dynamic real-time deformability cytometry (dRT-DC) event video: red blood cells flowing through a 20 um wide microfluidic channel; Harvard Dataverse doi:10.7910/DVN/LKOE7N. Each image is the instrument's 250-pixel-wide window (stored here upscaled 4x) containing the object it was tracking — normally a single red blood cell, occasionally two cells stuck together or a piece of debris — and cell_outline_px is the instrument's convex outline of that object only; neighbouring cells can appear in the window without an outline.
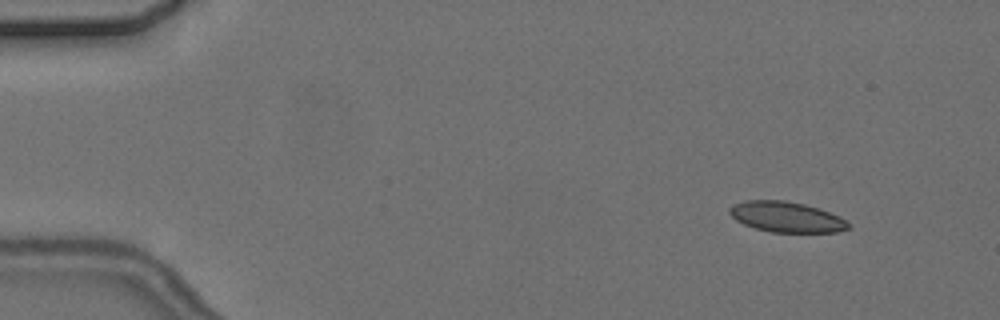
{"species": "common noctule bat (a hibernating species)", "species_latin": "Nyctalus noctula", "temperature_condition": "cold", "stored_images_in_passage": 3, "camera_frame_rate_fps": 3000, "um_per_image_px": 0.085, "animal": {"sex": "female", "body_mass_g": 24.6, "forearm_length_mm": 56.2}, "frame": {"image": 1, "passage_image": 1, "time_ms": 0.0, "image_size_px": [1000, 320], "cell_outline_px": [[852, 228], [836, 232], [772, 232], [756, 228], [744, 224], [736, 220], [728, 212], [728, 208], [732, 204], [744, 200], [784, 200], [804, 204], [840, 216], [852, 224]], "centroid_in_image_um": [66.85, 18.44], "position_along_channel_um": 18.2, "area_um2": 21.21}}